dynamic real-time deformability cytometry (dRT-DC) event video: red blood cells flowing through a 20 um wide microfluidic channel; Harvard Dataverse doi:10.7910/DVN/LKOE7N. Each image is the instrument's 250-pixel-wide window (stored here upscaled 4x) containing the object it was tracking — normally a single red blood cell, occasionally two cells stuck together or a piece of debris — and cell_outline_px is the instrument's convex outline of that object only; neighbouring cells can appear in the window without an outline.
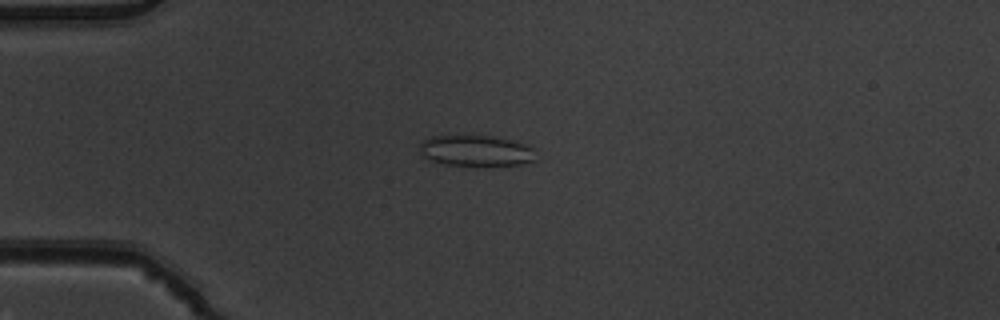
{"species": "common noctule bat (a hibernating species)", "species_latin": "Nyctalus noctula", "temperature_condition": "warm", "stored_images_in_passage": 5, "camera_frame_rate_fps": 3000, "um_per_image_px": 0.085, "animal": {"sex": "male", "body_mass_g": 19.5, "forearm_length_mm": 54.6}, "frame": {"image": 1, "passage_image": 4, "time_ms": 1.0, "image_size_px": [1000, 320], "cell_outline_px": [[536, 160], [520, 164], [444, 164], [420, 156], [420, 144], [424, 140], [432, 136], [464, 132], [492, 136], [512, 140], [528, 144], [532, 148]], "centroid_in_image_um": [40.4, 12.73], "position_along_channel_um": 44.6, "area_um2": 21.33}}